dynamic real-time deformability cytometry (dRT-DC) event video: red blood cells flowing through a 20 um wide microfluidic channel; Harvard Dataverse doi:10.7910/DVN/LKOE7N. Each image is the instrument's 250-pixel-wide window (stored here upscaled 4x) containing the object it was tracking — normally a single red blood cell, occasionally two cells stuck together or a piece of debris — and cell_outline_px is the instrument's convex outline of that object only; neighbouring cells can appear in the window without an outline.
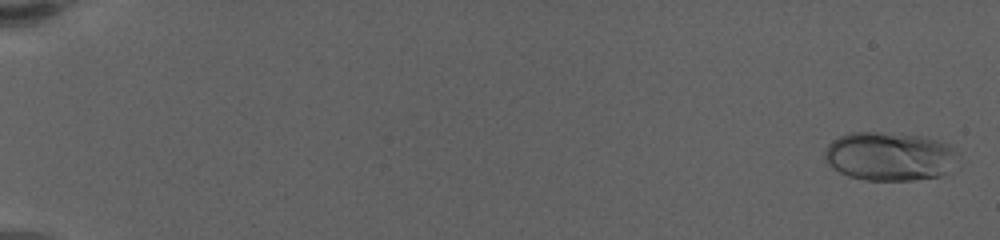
{"species": "human", "species_latin": "Homo sapiens", "temperature_condition": "warm", "stored_images_in_passage": 61, "camera_frame_rate_fps": 3000, "um_per_image_px": 0.085, "donor": {"sex": "female"}, "frame": {"image": 1, "passage_image": 2, "time_ms": 0.333, "image_size_px": [1000, 240], "cell_outline_px": [[960, 156], [940, 176], [912, 180], [864, 180], [848, 176], [832, 168], [828, 164], [824, 156], [824, 152], [828, 144], [832, 140], [840, 136], [852, 132], [880, 132], [924, 136], [952, 144], [960, 152]], "centroid_in_image_um": [75.62, 13.27], "position_along_channel_um": 9.4, "area_um2": 38.15}}
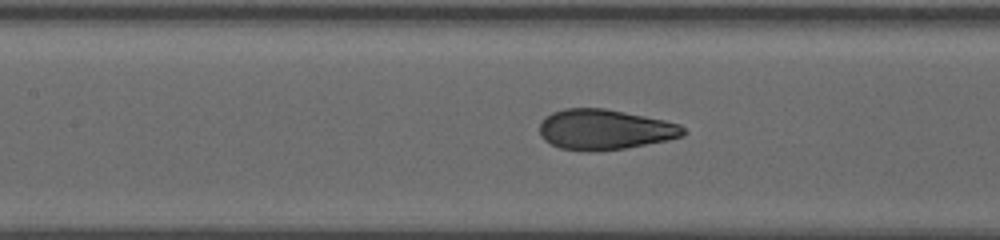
{"frame": {"image": 2, "passage_image": 31, "time_ms": 10.0, "image_size_px": [1000, 240], "cell_outline_px": [[688, 132], [684, 136], [668, 140], [624, 148], [588, 152], [560, 148], [544, 140], [540, 136], [540, 124], [552, 112], [564, 108], [604, 108], [664, 120], [680, 124]], "centroid_in_image_um": [51.42, 11.01], "position_along_channel_um": 156.0, "area_um2": 33.7}}
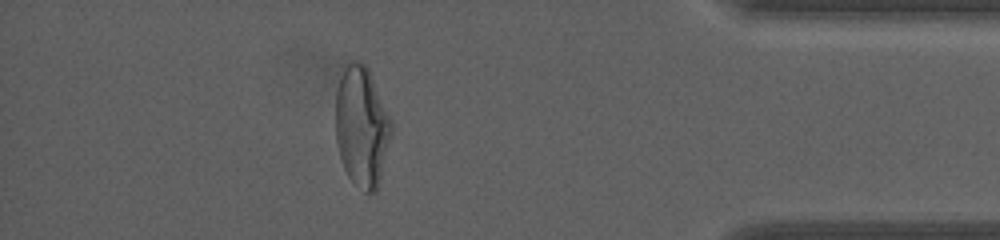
{"frame": {"image": 3, "passage_image": 55, "time_ms": 18.0, "image_size_px": [1000, 240], "cell_outline_px": [[392, 132], [376, 192], [364, 192], [348, 176], [344, 168], [340, 156], [336, 140], [336, 92], [344, 60], [360, 60], [368, 68], [392, 120]], "centroid_in_image_um": [30.73, 10.68], "position_along_channel_um": 404.5, "area_um2": 39.25}, "authors_computed_cell_mechanics": {"area_um2": 34.0442, "velocity_mm_per_s": 3.5067, "shape_relaxation_time_tau1_ms": 4.1085, "shape_relaxation_time_tau2_ms": null, "deformation_change_tau1": 0.1953, "deformation_change_tau2": null}}